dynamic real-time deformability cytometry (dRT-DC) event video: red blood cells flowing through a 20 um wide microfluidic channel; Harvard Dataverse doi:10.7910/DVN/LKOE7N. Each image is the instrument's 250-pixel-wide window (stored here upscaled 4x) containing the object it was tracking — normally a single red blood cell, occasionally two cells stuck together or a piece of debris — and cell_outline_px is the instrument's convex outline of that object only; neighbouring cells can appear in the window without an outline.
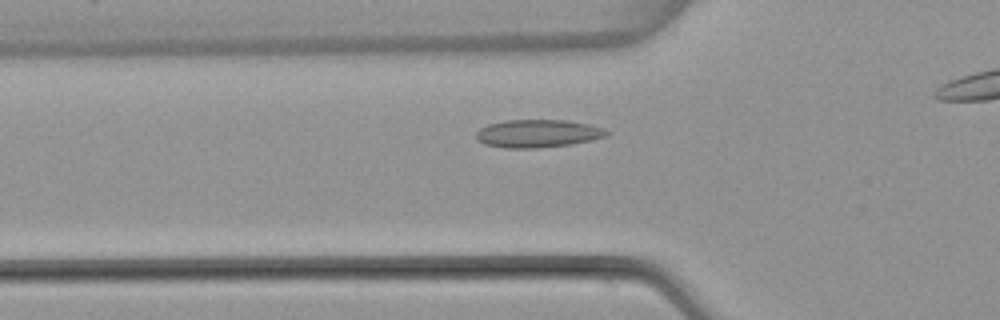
{"species": "common noctule bat (a hibernating species)", "species_latin": "Nyctalus noctula", "temperature_condition": "warm", "stored_images_in_passage": 36, "camera_frame_rate_fps": 3000, "um_per_image_px": 0.085, "animal": {"sex": "female", "body_mass_g": 22.7, "forearm_length_mm": 54.2}, "frame": {"image": 1, "passage_image": 11, "time_ms": 3.333, "image_size_px": [1000, 320], "cell_outline_px": [[608, 136], [592, 140], [572, 144], [540, 148], [504, 148], [484, 144], [476, 140], [476, 132], [480, 128], [488, 124], [504, 120], [564, 120], [588, 124], [604, 128], [608, 132]], "centroid_in_image_um": [45.69, 11.35], "position_along_channel_um": 80.1, "area_um2": 21.39}}
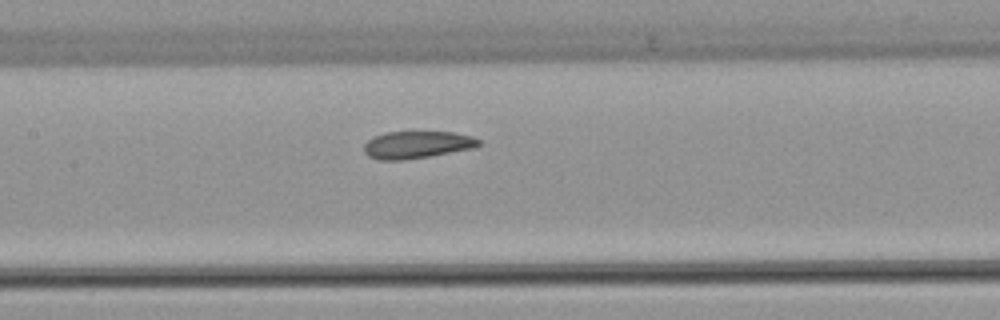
{"frame": {"image": 2, "passage_image": 18, "time_ms": 5.667, "image_size_px": [1000, 320], "cell_outline_px": [[484, 144], [476, 148], [404, 160], [376, 160], [368, 156], [364, 152], [364, 144], [372, 136], [388, 132], [452, 132], [472, 136], [480, 140]], "centroid_in_image_um": [35.46, 12.31], "position_along_channel_um": 171.9, "area_um2": 18.44}}
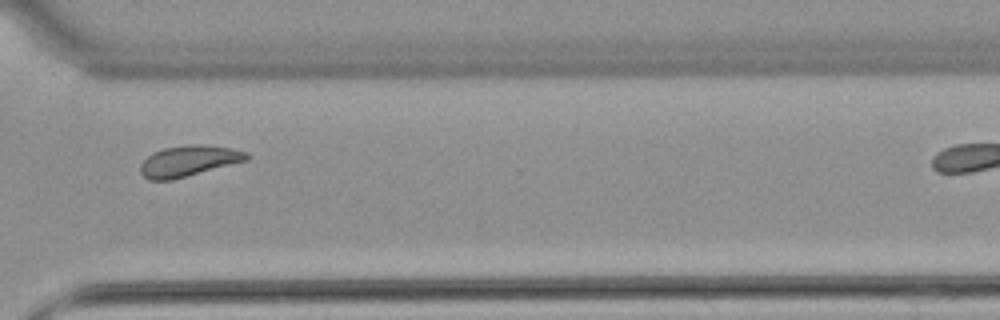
{"frame": {"image": 3, "passage_image": 32, "time_ms": 10.333, "image_size_px": [1000, 320], "cell_outline_px": [[252, 156], [248, 160], [172, 180], [148, 180], [140, 172], [140, 164], [152, 152], [164, 148], [188, 144], [200, 144], [232, 148], [248, 152]], "centroid_in_image_um": [16.06, 13.67], "position_along_channel_um": 354.5, "area_um2": 19.25}}